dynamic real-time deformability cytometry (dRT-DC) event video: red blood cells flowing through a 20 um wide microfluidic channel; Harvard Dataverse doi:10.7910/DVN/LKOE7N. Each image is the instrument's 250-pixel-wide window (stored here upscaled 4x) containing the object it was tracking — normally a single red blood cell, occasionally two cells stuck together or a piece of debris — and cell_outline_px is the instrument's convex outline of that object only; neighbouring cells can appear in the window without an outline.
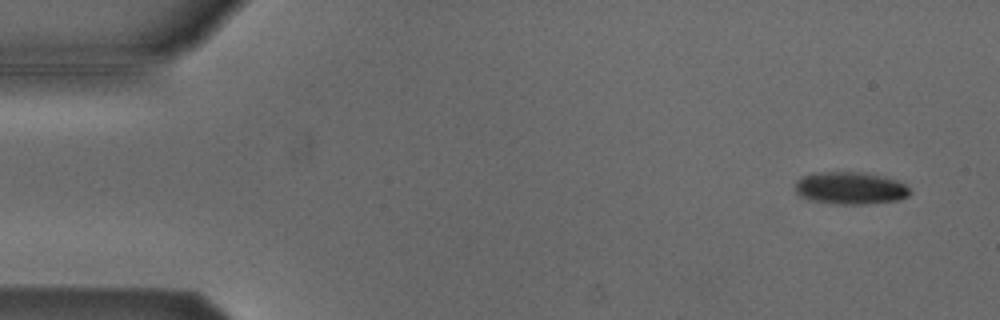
{"species": "Egyptian fruit bat (a non-hibernating species)", "species_latin": "Rousettus aegyptiacus", "temperature_condition": "cold", "stored_images_in_passage": 54, "camera_frame_rate_fps": 3000, "um_per_image_px": 0.085, "animal": {"sex": "male"}, "frame": {"image": 1, "passage_image": 4, "time_ms": 1.0, "image_size_px": [1000, 320], "cell_outline_px": [[912, 192], [908, 196], [900, 200], [868, 204], [836, 204], [816, 200], [800, 196], [796, 192], [796, 180], [800, 176], [812, 172], [864, 172], [896, 180], [904, 184]], "centroid_in_image_um": [72.28, 15.98], "position_along_channel_um": 12.7, "area_um2": 21.68}}
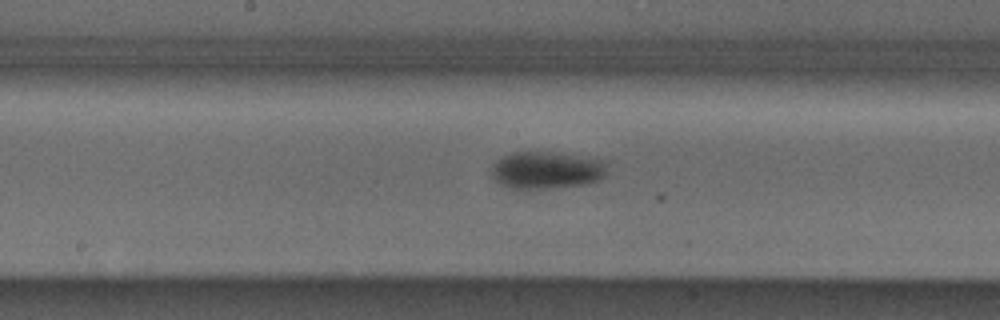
{"frame": {"image": 2, "passage_image": 28, "time_ms": 9.0, "image_size_px": [1000, 320], "cell_outline_px": [[608, 164], [604, 176], [600, 180], [584, 184], [544, 188], [508, 188], [500, 184], [492, 176], [488, 168], [496, 160], [512, 152], [548, 152], [600, 160]], "centroid_in_image_um": [46.38, 14.47], "position_along_channel_um": 201.8, "area_um2": 24.85}}
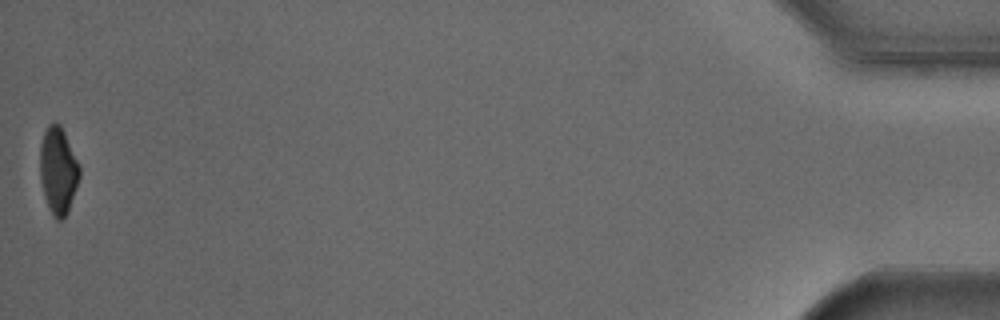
{"frame": {"image": 3, "passage_image": 54, "time_ms": 17.667, "image_size_px": [1000, 320], "cell_outline_px": [[80, 176], [68, 212], [60, 220], [56, 220], [52, 216], [44, 196], [40, 180], [40, 144], [44, 132], [48, 124], [56, 120], [60, 124], [64, 132], [80, 168]], "centroid_in_image_um": [4.92, 14.49], "position_along_channel_um": 430.3, "area_um2": 20.0}, "authors_computed_cell_mechanics": {"area_um2": 22.8021, "velocity_mm_per_s": 3.8201, "shape_relaxation_time_tau1_ms": 2.6405, "shape_relaxation_time_tau2_ms": null, "deformation_change_tau1": 0.1023, "deformation_change_tau2": null}}